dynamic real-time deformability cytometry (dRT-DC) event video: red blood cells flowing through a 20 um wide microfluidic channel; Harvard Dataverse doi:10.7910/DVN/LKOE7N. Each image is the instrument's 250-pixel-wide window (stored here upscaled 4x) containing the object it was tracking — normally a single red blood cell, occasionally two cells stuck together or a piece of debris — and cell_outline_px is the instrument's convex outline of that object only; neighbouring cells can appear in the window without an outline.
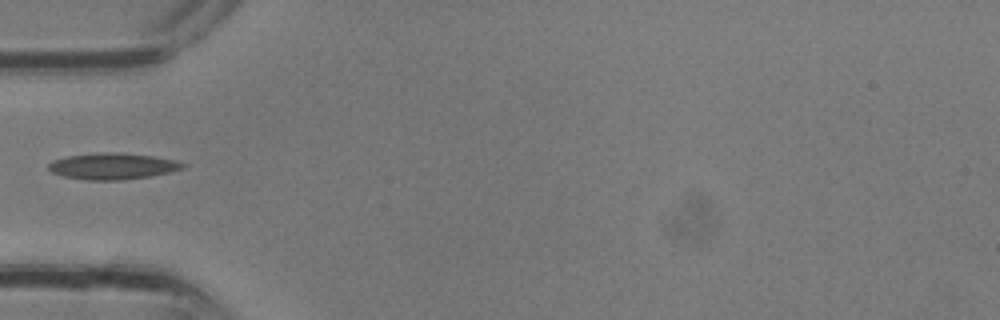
{"species": "common noctule bat (a hibernating species)", "species_latin": "Nyctalus noctula", "temperature_condition": "room temperature", "stored_images_in_passage": 3, "camera_frame_rate_fps": 3000, "um_per_image_px": 0.085, "animal": {"sex": "male", "body_mass_g": 13.3}, "frame": {"image": 1, "passage_image": 3, "time_ms": 0.667, "image_size_px": [1000, 320], "cell_outline_px": [[188, 164], [184, 168], [152, 176], [120, 180], [88, 180], [64, 176], [52, 172], [48, 168], [48, 164], [52, 160], [64, 156], [100, 152], [116, 152], [156, 156], [176, 160]], "centroid_in_image_um": [9.59, 14.11], "position_along_channel_um": 75.4, "area_um2": 20.81}}